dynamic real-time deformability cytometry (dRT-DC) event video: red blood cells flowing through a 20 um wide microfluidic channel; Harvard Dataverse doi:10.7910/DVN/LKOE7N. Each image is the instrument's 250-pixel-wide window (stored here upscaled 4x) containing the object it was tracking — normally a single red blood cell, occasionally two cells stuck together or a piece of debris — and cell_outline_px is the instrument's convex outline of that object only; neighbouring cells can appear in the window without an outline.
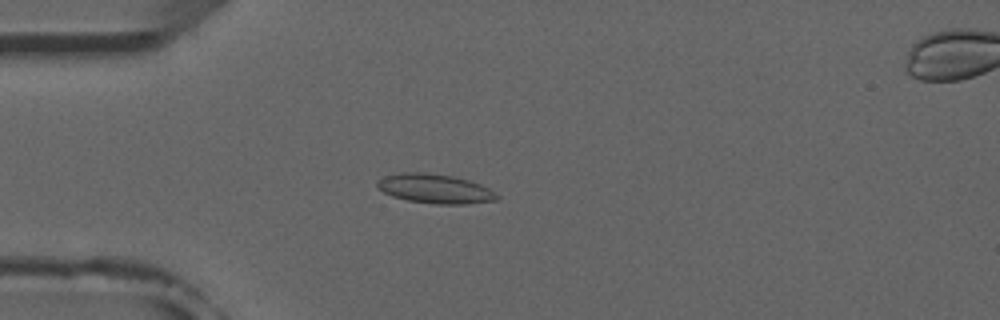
{"species": "common noctule bat (a hibernating species)", "species_latin": "Nyctalus noctula", "temperature_condition": "room temperature", "stored_images_in_passage": 52, "camera_frame_rate_fps": 3000, "um_per_image_px": 0.085, "animal": {"sex": "male", "forearm_length_mm": 52.5}, "frame": {"image": 1, "passage_image": 14, "time_ms": 4.333, "image_size_px": [1000, 320], "cell_outline_px": [[500, 200], [468, 204], [436, 204], [408, 200], [392, 196], [384, 192], [376, 184], [376, 180], [384, 176], [400, 172], [424, 172], [452, 176], [468, 180], [480, 184], [488, 188], [500, 196]], "centroid_in_image_um": [36.99, 16.04], "position_along_channel_um": 48.0, "area_um2": 20.52}}
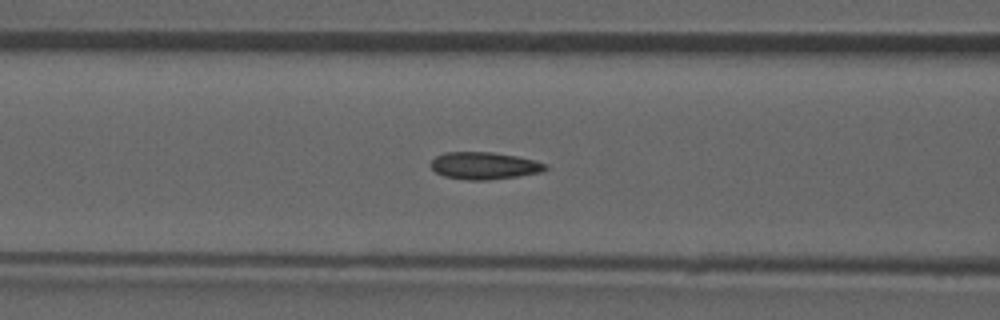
{"frame": {"image": 2, "passage_image": 21, "time_ms": 6.667, "image_size_px": [1000, 320], "cell_outline_px": [[548, 168], [544, 172], [488, 180], [468, 180], [444, 176], [436, 172], [428, 164], [436, 156], [444, 152], [492, 152], [520, 156], [536, 160], [548, 164]], "centroid_in_image_um": [41.2, 14.07], "position_along_channel_um": 125.4, "area_um2": 18.44}}
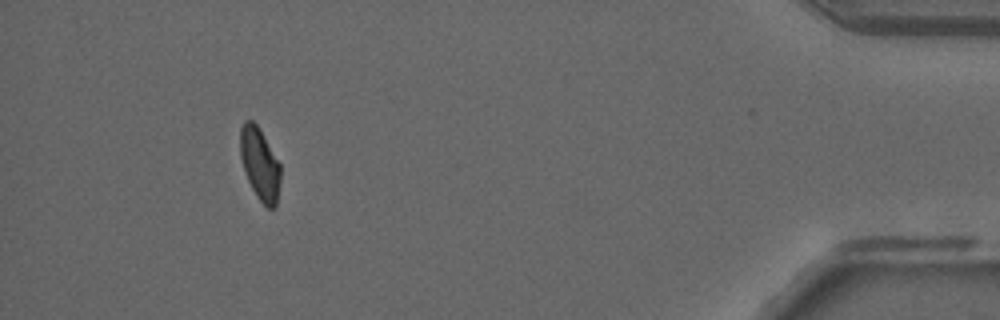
{"frame": {"image": 3, "passage_image": 48, "time_ms": 15.667, "image_size_px": [1000, 320], "cell_outline_px": [[280, 180], [276, 208], [268, 208], [256, 196], [244, 172], [240, 156], [240, 128], [244, 120], [252, 120], [256, 124], [280, 164]], "centroid_in_image_um": [22.07, 13.95], "position_along_channel_um": 413.1, "area_um2": 16.82}, "authors_computed_cell_mechanics": {"area_um2": 18.0625, "velocity_mm_per_s": 3.9207, "shape_relaxation_time_tau1_ms": null, "shape_relaxation_time_tau2_ms": 2.0024, "deformation_change_tau1": null, "deformation_change_tau2": 0.0692}}